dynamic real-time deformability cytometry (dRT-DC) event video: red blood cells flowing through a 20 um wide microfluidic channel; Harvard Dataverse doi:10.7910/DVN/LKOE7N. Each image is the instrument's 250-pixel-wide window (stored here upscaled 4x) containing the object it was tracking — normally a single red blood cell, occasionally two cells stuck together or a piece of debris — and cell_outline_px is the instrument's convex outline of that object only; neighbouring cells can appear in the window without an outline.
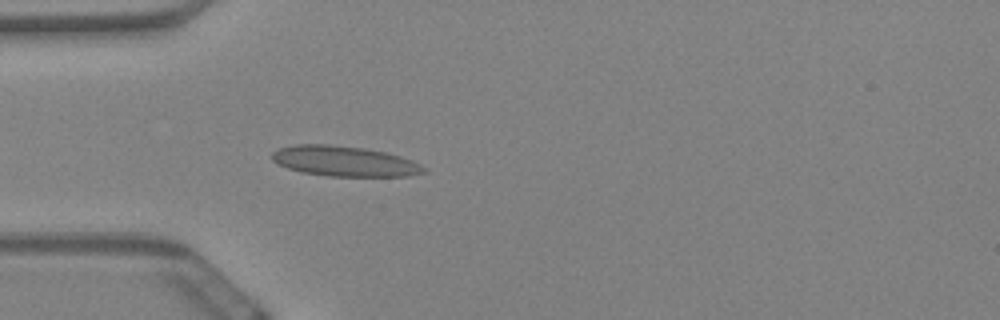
{"species": "Egyptian fruit bat (a non-hibernating species)", "species_latin": "Rousettus aegyptiacus", "temperature_condition": "warm", "stored_images_in_passage": 30, "camera_frame_rate_fps": 3000, "um_per_image_px": 0.085, "animal": {"sex": "female"}, "frame": {"image": 1, "passage_image": 5, "time_ms": 1.333, "image_size_px": [1000, 320], "cell_outline_px": [[428, 172], [408, 176], [328, 176], [300, 172], [288, 168], [272, 160], [272, 152], [280, 148], [296, 144], [328, 144], [364, 148], [384, 152], [400, 156], [412, 160], [428, 168]], "centroid_in_image_um": [29.31, 13.71], "position_along_channel_um": 55.7, "area_um2": 26.82}}
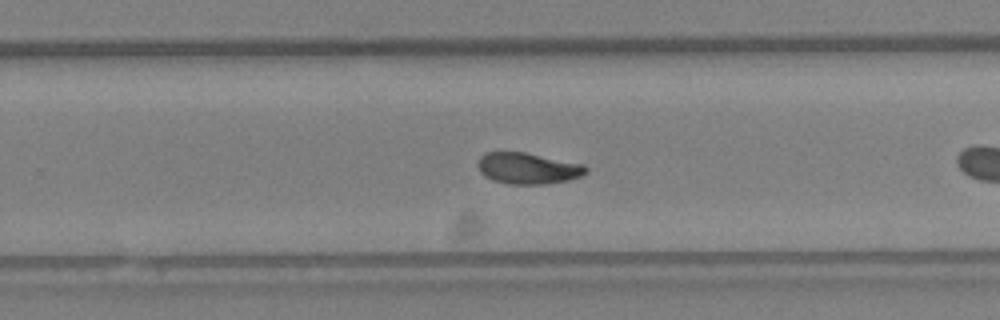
{"frame": {"image": 2, "passage_image": 22, "time_ms": 7.0, "image_size_px": [1000, 320], "cell_outline_px": [[588, 172], [580, 176], [568, 180], [544, 184], [508, 184], [492, 180], [484, 176], [480, 172], [476, 164], [480, 156], [484, 152], [524, 152], [584, 164], [588, 168]], "centroid_in_image_um": [44.84, 14.3], "position_along_channel_um": 285.0, "area_um2": 19.83}}